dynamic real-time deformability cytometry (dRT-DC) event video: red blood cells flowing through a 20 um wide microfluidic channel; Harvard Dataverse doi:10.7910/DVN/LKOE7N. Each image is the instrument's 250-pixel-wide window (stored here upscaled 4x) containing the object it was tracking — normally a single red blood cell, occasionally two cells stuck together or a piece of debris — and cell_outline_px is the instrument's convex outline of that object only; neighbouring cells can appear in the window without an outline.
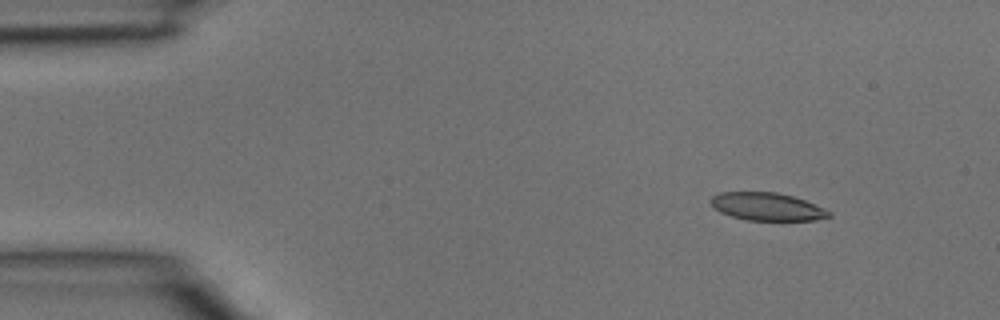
{"species": "common noctule bat (a hibernating species)", "species_latin": "Nyctalus noctula", "temperature_condition": "room temperature", "stored_images_in_passage": 3, "camera_frame_rate_fps": 3000, "um_per_image_px": 0.085, "animal": {"sex": "male", "body_mass_g": 15.6}, "frame": {"image": 1, "passage_image": 1, "time_ms": 0.0, "image_size_px": [1000, 320], "cell_outline_px": [[832, 216], [816, 220], [744, 220], [720, 212], [712, 208], [712, 196], [720, 192], [776, 192], [792, 196], [804, 200], [824, 208], [832, 212]], "centroid_in_image_um": [65.21, 17.57], "position_along_channel_um": 19.8, "area_um2": 19.13}}
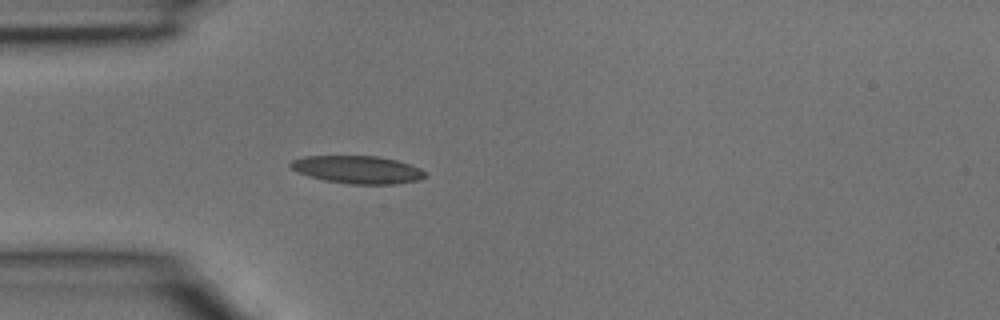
{"frame": {"image": 2, "passage_image": 3, "time_ms": 0.667, "image_size_px": [1000, 320], "cell_outline_px": [[428, 176], [420, 180], [396, 184], [348, 184], [324, 180], [308, 176], [292, 168], [288, 164], [292, 160], [304, 156], [376, 156], [396, 160], [420, 168]], "centroid_in_image_um": [30.41, 14.42], "position_along_channel_um": 54.6, "area_um2": 21.73}}